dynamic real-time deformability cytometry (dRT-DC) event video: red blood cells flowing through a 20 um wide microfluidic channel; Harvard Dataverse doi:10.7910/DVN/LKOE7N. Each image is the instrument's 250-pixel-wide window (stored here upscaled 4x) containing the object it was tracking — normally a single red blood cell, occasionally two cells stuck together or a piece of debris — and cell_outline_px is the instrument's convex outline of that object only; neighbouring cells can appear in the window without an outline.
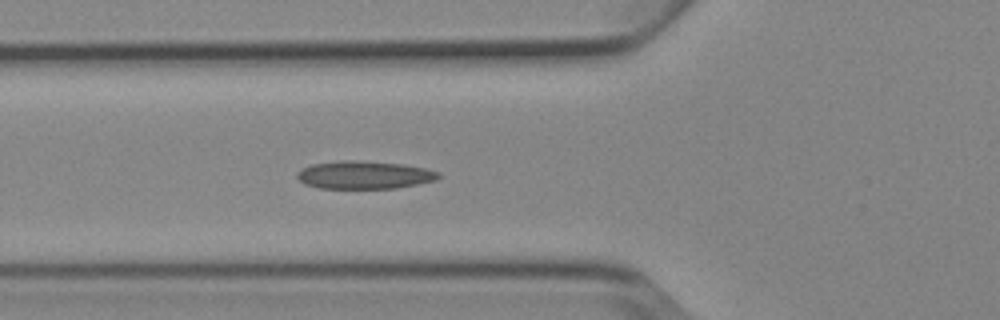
{"species": "Egyptian fruit bat (a non-hibernating species)", "species_latin": "Rousettus aegyptiacus", "temperature_condition": "cold", "stored_images_in_passage": 5, "camera_frame_rate_fps": 3000, "um_per_image_px": 0.085, "animal": {"sex": "female"}, "frame": {"image": 1, "passage_image": 5, "time_ms": 5.667, "image_size_px": [1000, 320], "cell_outline_px": [[440, 176], [436, 180], [396, 188], [320, 188], [304, 184], [296, 176], [296, 172], [300, 168], [312, 164], [340, 160], [352, 160], [404, 164], [424, 168], [440, 172]], "centroid_in_image_um": [30.93, 14.86], "position_along_channel_um": 94.9, "area_um2": 23.0}}